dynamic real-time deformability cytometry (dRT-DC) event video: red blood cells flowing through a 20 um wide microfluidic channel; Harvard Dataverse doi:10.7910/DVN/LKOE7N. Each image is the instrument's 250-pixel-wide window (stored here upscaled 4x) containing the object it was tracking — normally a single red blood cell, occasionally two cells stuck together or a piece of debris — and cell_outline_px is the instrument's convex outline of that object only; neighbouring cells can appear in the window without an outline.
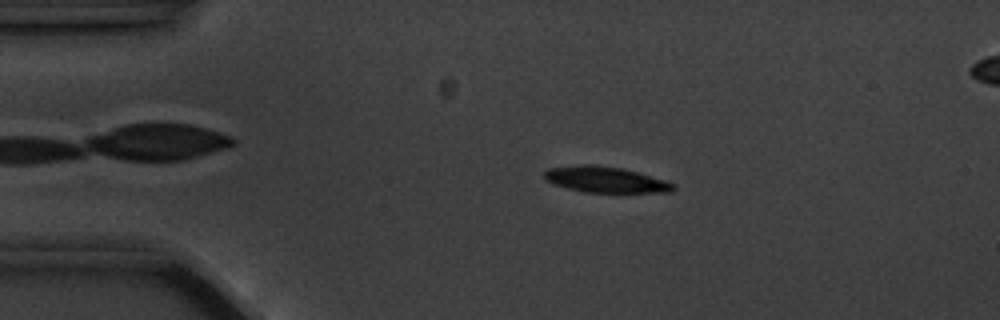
{"species": "common noctule bat (a hibernating species)", "species_latin": "Nyctalus noctula", "temperature_condition": "cold", "stored_images_in_passage": 4, "camera_frame_rate_fps": 3000, "um_per_image_px": 0.085, "animal": {"sex": "male", "body_mass_g": 20.1, "forearm_length_mm": 53.5}, "frame": {"image": 1, "passage_image": 2, "time_ms": 1.0, "image_size_px": [1000, 320], "cell_outline_px": [[676, 188], [672, 192], [584, 192], [552, 184], [544, 180], [544, 172], [548, 168], [576, 164], [596, 164], [624, 168], [668, 180]], "centroid_in_image_um": [51.45, 15.25], "position_along_channel_um": 33.6, "area_um2": 19.83}}